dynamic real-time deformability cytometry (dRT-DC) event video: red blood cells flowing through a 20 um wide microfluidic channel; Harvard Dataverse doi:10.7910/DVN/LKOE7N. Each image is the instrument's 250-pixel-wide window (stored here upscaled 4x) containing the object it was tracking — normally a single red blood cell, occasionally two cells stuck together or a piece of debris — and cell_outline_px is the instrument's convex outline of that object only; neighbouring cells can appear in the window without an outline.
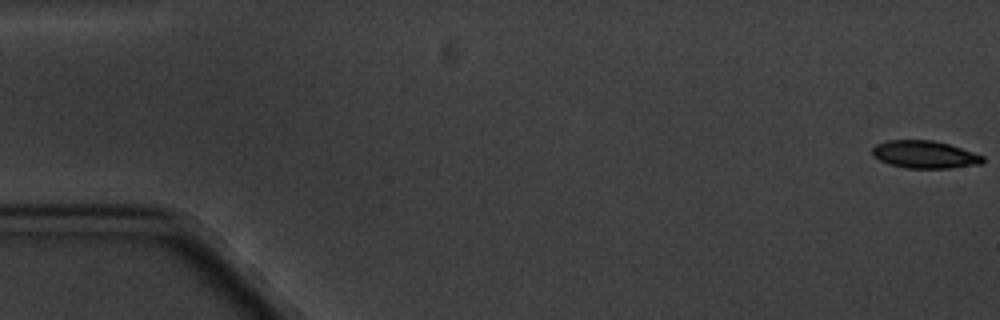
{"species": "common noctule bat (a hibernating species)", "species_latin": "Nyctalus noctula", "temperature_condition": "cold", "stored_images_in_passage": 10, "camera_frame_rate_fps": 3000, "um_per_image_px": 0.085, "animal": {"sex": "male", "body_mass_g": 20.1, "forearm_length_mm": 53.5}, "frame": {"image": 1, "passage_image": 1, "time_ms": 0.0, "image_size_px": [1000, 320], "cell_outline_px": [[984, 160], [980, 164], [948, 168], [908, 168], [888, 164], [872, 156], [872, 148], [876, 144], [888, 140], [932, 140], [948, 144], [984, 156]], "centroid_in_image_um": [78.56, 13.13], "position_along_channel_um": 6.4, "area_um2": 17.63}}
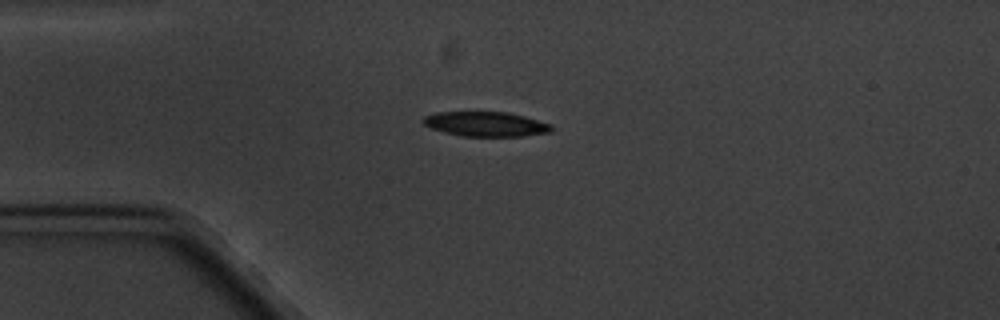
{"frame": {"image": 2, "passage_image": 5, "time_ms": 4.667, "image_size_px": [1000, 320], "cell_outline_px": [[556, 128], [552, 132], [520, 136], [464, 136], [444, 132], [432, 128], [424, 124], [420, 120], [424, 116], [436, 112], [508, 112], [524, 116], [552, 124]], "centroid_in_image_um": [41.32, 10.54], "position_along_channel_um": 43.7, "area_um2": 18.55}}
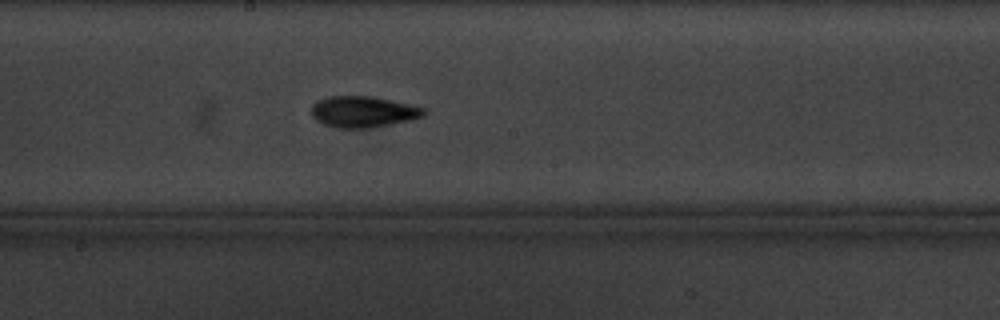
{"frame": {"image": 3, "passage_image": 10, "time_ms": 10.333, "image_size_px": [1000, 320], "cell_outline_px": [[424, 116], [412, 120], [372, 128], [336, 128], [324, 124], [316, 120], [312, 116], [312, 104], [316, 100], [324, 96], [368, 96], [412, 104], [424, 108]], "centroid_in_image_um": [30.84, 9.5], "position_along_channel_um": 217.4, "area_um2": 20.63}}